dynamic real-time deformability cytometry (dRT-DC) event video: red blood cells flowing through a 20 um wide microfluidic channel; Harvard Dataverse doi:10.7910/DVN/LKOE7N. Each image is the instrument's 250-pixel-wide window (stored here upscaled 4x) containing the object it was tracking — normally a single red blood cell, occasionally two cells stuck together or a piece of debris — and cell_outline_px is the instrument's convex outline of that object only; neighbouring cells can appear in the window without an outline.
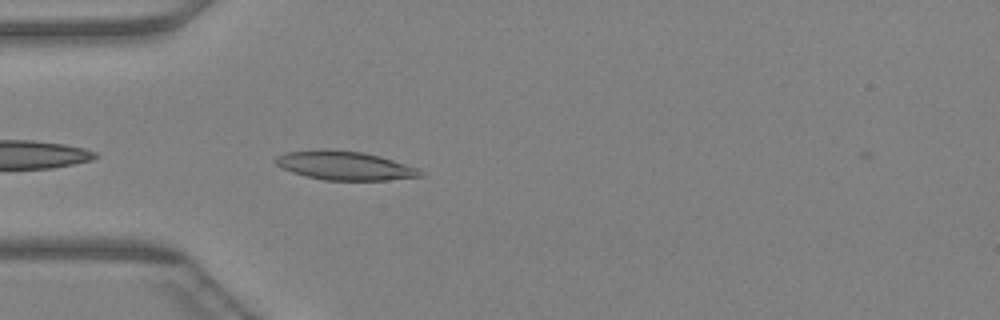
{"species": "Egyptian fruit bat (a non-hibernating species)", "species_latin": "Rousettus aegyptiacus", "temperature_condition": "warm", "stored_images_in_passage": 6, "camera_frame_rate_fps": 3000, "um_per_image_px": 0.085, "animal": {"sex": "female"}, "frame": {"image": 1, "passage_image": 2, "time_ms": 0.333, "image_size_px": [1000, 320], "cell_outline_px": [[420, 176], [388, 180], [324, 180], [304, 176], [292, 172], [276, 164], [272, 160], [276, 156], [288, 152], [320, 148], [364, 152], [380, 156], [416, 168], [420, 172]], "centroid_in_image_um": [29.21, 14.06], "position_along_channel_um": 55.8, "area_um2": 24.16}}